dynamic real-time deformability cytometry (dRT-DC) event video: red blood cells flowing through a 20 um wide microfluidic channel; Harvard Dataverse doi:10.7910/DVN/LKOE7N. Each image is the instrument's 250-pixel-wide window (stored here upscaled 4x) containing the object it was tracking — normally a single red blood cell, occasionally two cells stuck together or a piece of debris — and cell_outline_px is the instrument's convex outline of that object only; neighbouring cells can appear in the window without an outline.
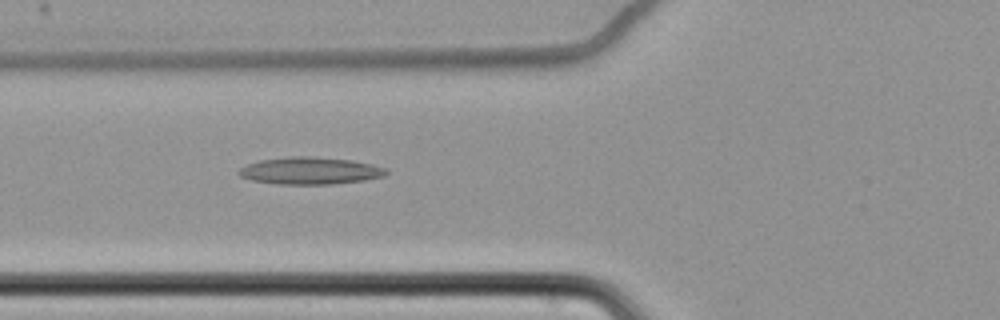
{"species": "common noctule bat (a hibernating species)", "species_latin": "Nyctalus noctula", "temperature_condition": "cold", "stored_images_in_passage": 62, "camera_frame_rate_fps": 3000, "um_per_image_px": 0.085, "animal": {"sex": "female", "body_mass_g": 22.7, "forearm_length_mm": 54.2}, "frame": {"image": 1, "passage_image": 26, "time_ms": 8.333, "image_size_px": [1000, 320], "cell_outline_px": [[388, 172], [384, 176], [364, 180], [332, 184], [276, 184], [252, 180], [240, 176], [236, 172], [240, 168], [248, 164], [260, 160], [288, 156], [312, 156], [352, 160], [372, 164], [388, 168]], "centroid_in_image_um": [26.36, 14.51], "position_along_channel_um": 99.4, "area_um2": 23.47}}
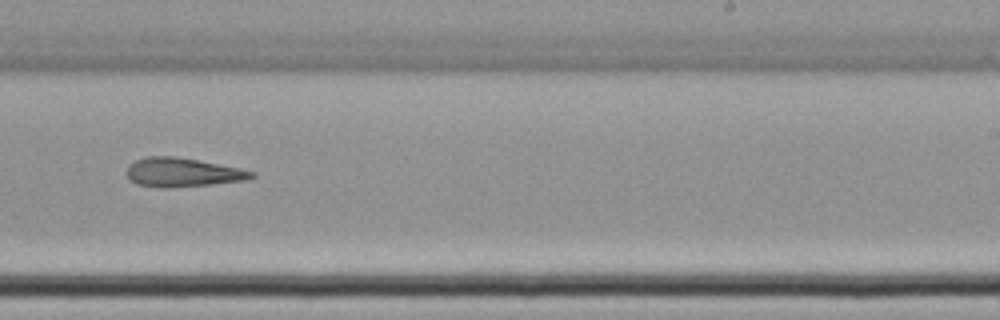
{"frame": {"image": 2, "passage_image": 41, "time_ms": 13.333, "image_size_px": [1000, 320], "cell_outline_px": [[256, 176], [244, 180], [172, 188], [164, 188], [136, 184], [128, 176], [128, 164], [136, 160], [148, 156], [176, 156], [240, 168], [256, 172]], "centroid_in_image_um": [15.52, 14.65], "position_along_channel_um": 273.5, "area_um2": 20.87}}
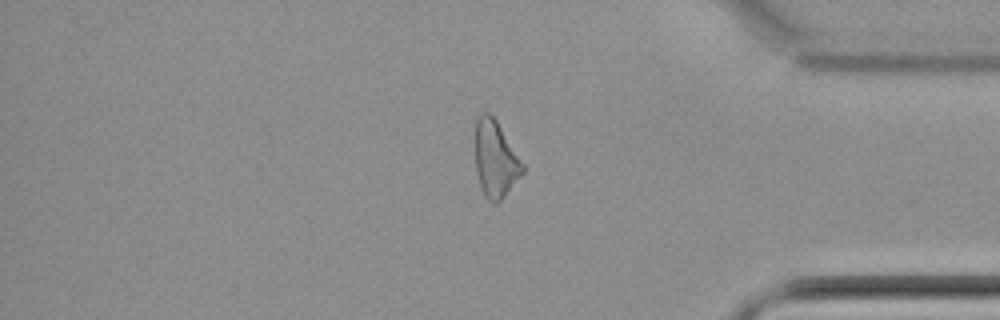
{"frame": {"image": 3, "passage_image": 53, "time_ms": 17.333, "image_size_px": [1000, 320], "cell_outline_px": [[524, 172], [504, 196], [496, 204], [488, 200], [484, 196], [476, 172], [476, 120], [484, 112], [488, 112], [496, 120], [524, 164]], "centroid_in_image_um": [42.12, 13.55], "position_along_channel_um": 393.1, "area_um2": 20.81}, "authors_computed_cell_mechanics": {"area_um2": 22.831, "velocity_mm_per_s": 3.4845, "shape_relaxation_time_tau1_ms": null, "shape_relaxation_time_tau2_ms": 10.309, "deformation_change_tau1": null, "deformation_change_tau2": 0.2687}}